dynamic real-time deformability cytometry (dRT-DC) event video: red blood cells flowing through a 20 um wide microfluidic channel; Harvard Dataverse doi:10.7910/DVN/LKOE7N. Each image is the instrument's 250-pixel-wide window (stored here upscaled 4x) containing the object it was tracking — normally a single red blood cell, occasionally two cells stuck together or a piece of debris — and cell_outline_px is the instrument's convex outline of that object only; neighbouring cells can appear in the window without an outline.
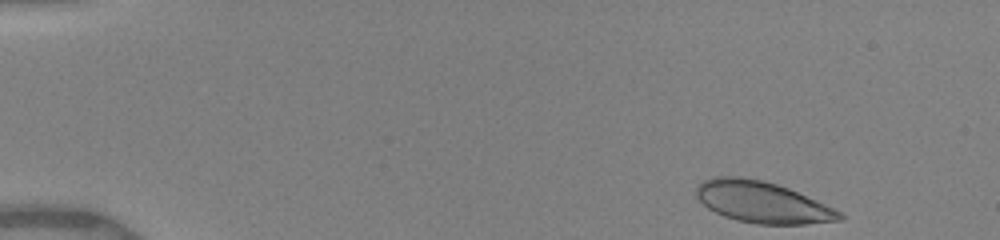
{"species": "human", "species_latin": "Homo sapiens", "temperature_condition": "warm", "stored_images_in_passage": 43, "camera_frame_rate_fps": 3000, "um_per_image_px": 0.085, "donor": {"sex": "female"}, "frame": {"image": 1, "passage_image": 1, "time_ms": 0.0, "image_size_px": [1000, 240], "cell_outline_px": [[844, 220], [804, 224], [756, 224], [736, 220], [724, 216], [708, 208], [696, 196], [696, 188], [704, 180], [716, 176], [740, 176], [764, 180], [788, 188], [844, 212]], "centroid_in_image_um": [64.83, 17.19], "position_along_channel_um": 20.2, "area_um2": 34.56}}
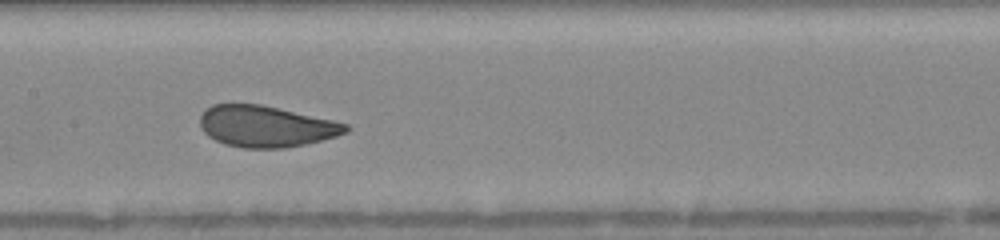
{"frame": {"image": 2, "passage_image": 27, "time_ms": 7.0, "image_size_px": [1000, 240], "cell_outline_px": [[352, 128], [348, 132], [336, 136], [304, 144], [284, 148], [244, 148], [224, 144], [208, 136], [204, 132], [200, 124], [200, 116], [204, 108], [212, 104], [260, 104], [332, 120], [348, 124]], "centroid_in_image_um": [22.59, 10.74], "position_along_channel_um": 184.8, "area_um2": 35.03}}
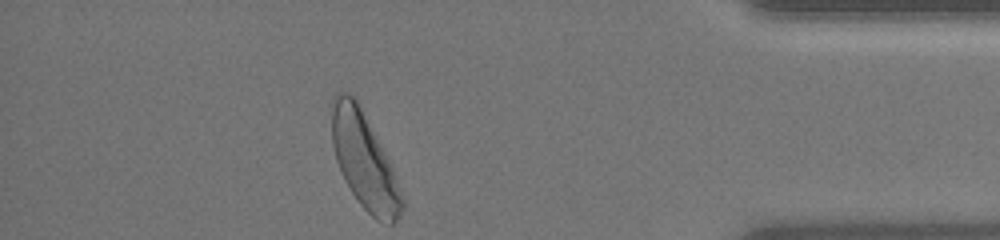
{"frame": {"image": 3, "passage_image": 42, "time_ms": 13.333, "image_size_px": [1000, 240], "cell_outline_px": [[404, 208], [400, 216], [392, 224], [388, 224], [376, 220], [360, 204], [352, 192], [336, 160], [332, 144], [332, 96], [336, 92], [348, 92], [356, 100], [392, 164], [404, 200]], "centroid_in_image_um": [30.99, 13.68], "position_along_channel_um": 404.2, "area_um2": 38.9}, "authors_computed_cell_mechanics": {"area_um2": 35.0268, "velocity_mm_per_s": 3.9803, "shape_relaxation_time_tau1_ms": 2.9634, "shape_relaxation_time_tau2_ms": null, "deformation_change_tau1": 0.1177, "deformation_change_tau2": null}}